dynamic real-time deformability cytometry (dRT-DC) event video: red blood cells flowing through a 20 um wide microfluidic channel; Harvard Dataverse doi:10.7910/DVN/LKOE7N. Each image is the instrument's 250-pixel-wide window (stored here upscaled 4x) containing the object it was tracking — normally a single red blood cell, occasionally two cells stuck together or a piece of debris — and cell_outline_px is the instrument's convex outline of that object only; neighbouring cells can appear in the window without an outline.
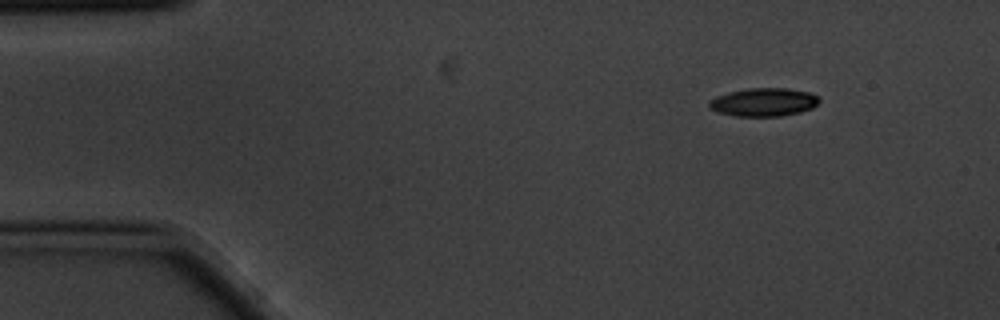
{"species": "common noctule bat (a hibernating species)", "species_latin": "Nyctalus noctula", "temperature_condition": "cold", "stored_images_in_passage": 4, "camera_frame_rate_fps": 3000, "um_per_image_px": 0.085, "animal": {"sex": "male", "body_mass_g": 20.1, "forearm_length_mm": 53.5}, "frame": {"image": 1, "passage_image": 1, "time_ms": 0.0, "image_size_px": [1000, 320], "cell_outline_px": [[820, 100], [812, 108], [800, 112], [780, 116], [736, 116], [720, 112], [708, 108], [708, 104], [716, 96], [728, 92], [748, 88], [788, 88], [808, 92], [820, 96]], "centroid_in_image_um": [64.93, 8.67], "position_along_channel_um": 20.1, "area_um2": 18.09}}
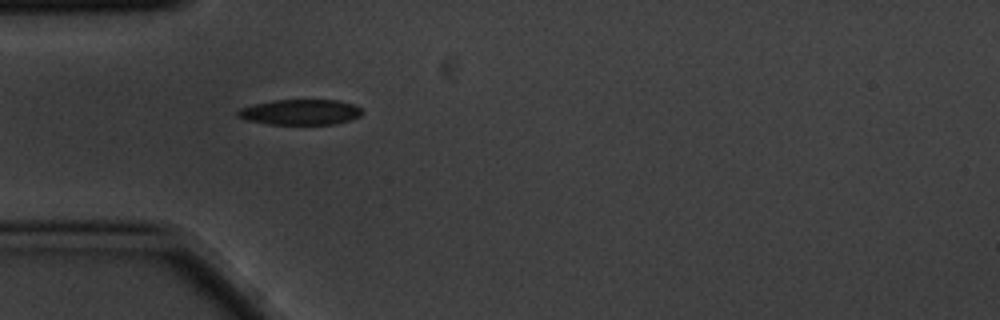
{"frame": {"image": 2, "passage_image": 4, "time_ms": 1.0, "image_size_px": [1000, 320], "cell_outline_px": [[364, 112], [360, 116], [336, 124], [268, 124], [248, 120], [236, 116], [236, 112], [240, 108], [272, 100], [336, 100], [352, 104], [360, 108]], "centroid_in_image_um": [25.52, 9.53], "position_along_channel_um": 59.5, "area_um2": 18.32}}